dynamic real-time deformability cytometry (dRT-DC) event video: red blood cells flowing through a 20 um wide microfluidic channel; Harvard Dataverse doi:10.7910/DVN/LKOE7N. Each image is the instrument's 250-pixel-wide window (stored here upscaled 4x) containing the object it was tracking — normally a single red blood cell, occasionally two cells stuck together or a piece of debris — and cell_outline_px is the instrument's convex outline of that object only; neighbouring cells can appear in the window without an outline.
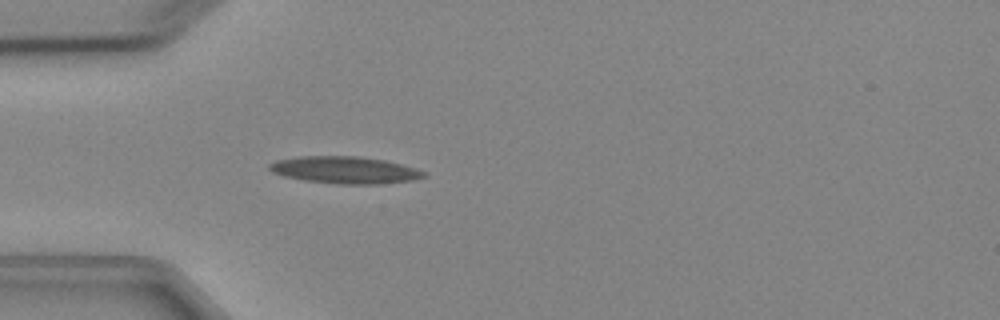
{"species": "Egyptian fruit bat (a non-hibernating species)", "species_latin": "Rousettus aegyptiacus", "temperature_condition": "cold", "stored_images_in_passage": 5, "camera_frame_rate_fps": 3000, "um_per_image_px": 0.085, "animal": {"sex": "female"}, "frame": {"image": 1, "passage_image": 5, "time_ms": 4.667, "image_size_px": [1000, 320], "cell_outline_px": [[428, 176], [412, 180], [380, 184], [336, 184], [304, 180], [284, 176], [272, 172], [268, 168], [268, 164], [276, 160], [300, 156], [356, 156], [384, 160], [416, 168], [428, 172]], "centroid_in_image_um": [29.33, 14.45], "position_along_channel_um": 55.7, "area_um2": 24.45}}